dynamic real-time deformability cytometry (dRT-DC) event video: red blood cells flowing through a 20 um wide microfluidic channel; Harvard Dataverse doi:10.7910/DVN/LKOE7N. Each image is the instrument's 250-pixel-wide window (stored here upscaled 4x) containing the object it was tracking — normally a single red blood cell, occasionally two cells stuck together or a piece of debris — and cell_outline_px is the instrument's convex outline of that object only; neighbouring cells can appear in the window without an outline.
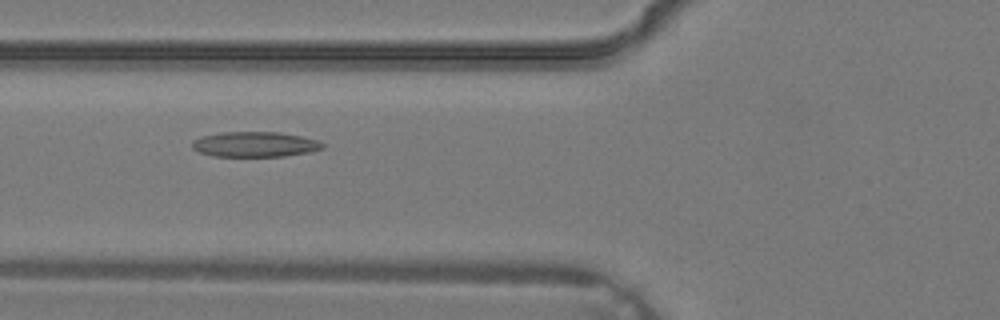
{"species": "common noctule bat (a hibernating species)", "species_latin": "Nyctalus noctula", "temperature_condition": "warm", "stored_images_in_passage": 4, "camera_frame_rate_fps": 3000, "um_per_image_px": 0.085, "animal": {"sex": "male", "body_mass_g": 19.2, "forearm_length_mm": 51.8}, "frame": {"image": 1, "passage_image": 4, "time_ms": 1.0, "image_size_px": [1000, 320], "cell_outline_px": [[324, 148], [312, 152], [284, 156], [212, 156], [200, 152], [192, 148], [192, 140], [204, 136], [220, 132], [280, 132], [300, 136], [316, 140], [324, 144]], "centroid_in_image_um": [21.68, 12.27], "position_along_channel_um": 104.1, "area_um2": 19.13}}